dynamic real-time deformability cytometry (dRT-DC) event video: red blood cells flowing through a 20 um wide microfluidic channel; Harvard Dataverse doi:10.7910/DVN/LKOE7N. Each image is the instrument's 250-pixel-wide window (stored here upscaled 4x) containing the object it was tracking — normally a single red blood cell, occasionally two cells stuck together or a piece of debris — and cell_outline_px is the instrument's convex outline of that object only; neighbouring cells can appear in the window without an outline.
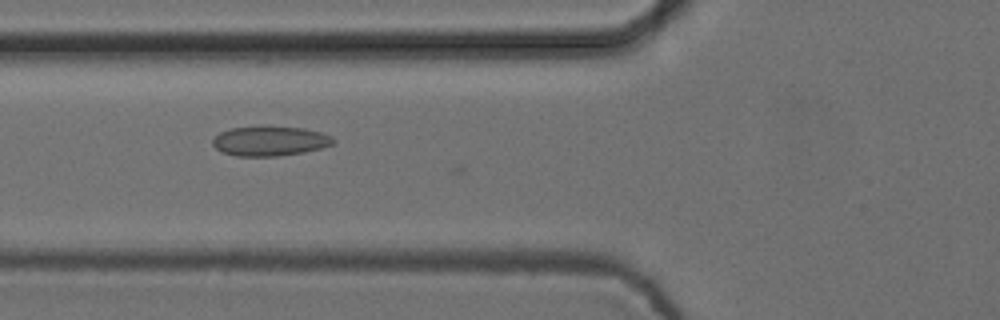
{"species": "common noctule bat (a hibernating species)", "species_latin": "Nyctalus noctula", "temperature_condition": "cold", "stored_images_in_passage": 16, "camera_frame_rate_fps": 3000, "um_per_image_px": 0.085, "animal": {"sex": "female", "body_mass_g": 24.6, "forearm_length_mm": 56.2}, "frame": {"image": 1, "passage_image": 15, "time_ms": 4.667, "image_size_px": [1000, 320], "cell_outline_px": [[336, 140], [332, 144], [320, 148], [304, 152], [276, 156], [236, 156], [220, 152], [212, 144], [212, 140], [220, 132], [232, 128], [260, 124], [304, 128], [320, 132], [332, 136]], "centroid_in_image_um": [22.92, 11.96], "position_along_channel_um": 102.9, "area_um2": 21.39}}